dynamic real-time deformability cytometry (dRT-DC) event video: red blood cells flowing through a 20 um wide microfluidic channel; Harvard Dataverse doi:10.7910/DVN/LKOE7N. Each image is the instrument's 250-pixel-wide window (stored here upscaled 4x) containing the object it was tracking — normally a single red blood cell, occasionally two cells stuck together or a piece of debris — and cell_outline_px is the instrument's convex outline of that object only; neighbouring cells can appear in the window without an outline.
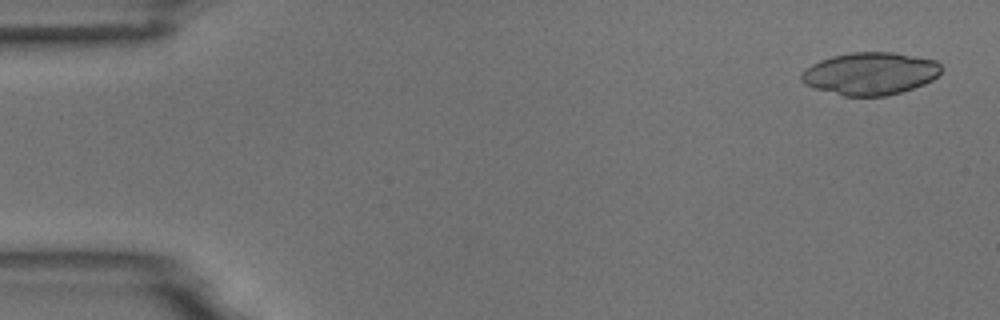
{"species": "common noctule bat (a hibernating species)", "species_latin": "Nyctalus noctula", "temperature_condition": "room temperature", "stored_images_in_passage": 4, "camera_frame_rate_fps": 3000, "um_per_image_px": 0.085, "animal": {"sex": "male", "body_mass_g": 18.8}, "frame": {"image": 1, "passage_image": 1, "time_ms": 0.0, "image_size_px": [1000, 320], "cell_outline_px": [[940, 72], [932, 80], [924, 84], [900, 92], [884, 96], [844, 96], [816, 88], [804, 84], [800, 80], [800, 72], [804, 68], [820, 60], [832, 56], [852, 52], [892, 52], [936, 60], [940, 64]], "centroid_in_image_um": [73.93, 6.25], "position_along_channel_um": 11.1, "area_um2": 34.56}}